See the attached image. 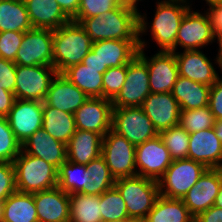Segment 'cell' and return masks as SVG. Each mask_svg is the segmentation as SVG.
Listing matches in <instances>:
<instances>
[{
	"instance_id": "34",
	"label": "cell",
	"mask_w": 222,
	"mask_h": 222,
	"mask_svg": "<svg viewBox=\"0 0 222 222\" xmlns=\"http://www.w3.org/2000/svg\"><path fill=\"white\" fill-rule=\"evenodd\" d=\"M89 172L85 165L66 160L58 169V187L69 195L87 194Z\"/></svg>"
},
{
	"instance_id": "33",
	"label": "cell",
	"mask_w": 222,
	"mask_h": 222,
	"mask_svg": "<svg viewBox=\"0 0 222 222\" xmlns=\"http://www.w3.org/2000/svg\"><path fill=\"white\" fill-rule=\"evenodd\" d=\"M69 222H103L100 209V195L74 193L69 196Z\"/></svg>"
},
{
	"instance_id": "16",
	"label": "cell",
	"mask_w": 222,
	"mask_h": 222,
	"mask_svg": "<svg viewBox=\"0 0 222 222\" xmlns=\"http://www.w3.org/2000/svg\"><path fill=\"white\" fill-rule=\"evenodd\" d=\"M113 104L110 99L89 97L74 112L76 129L91 131L104 136L112 129Z\"/></svg>"
},
{
	"instance_id": "58",
	"label": "cell",
	"mask_w": 222,
	"mask_h": 222,
	"mask_svg": "<svg viewBox=\"0 0 222 222\" xmlns=\"http://www.w3.org/2000/svg\"><path fill=\"white\" fill-rule=\"evenodd\" d=\"M2 203L3 202L0 201V222H2Z\"/></svg>"
},
{
	"instance_id": "28",
	"label": "cell",
	"mask_w": 222,
	"mask_h": 222,
	"mask_svg": "<svg viewBox=\"0 0 222 222\" xmlns=\"http://www.w3.org/2000/svg\"><path fill=\"white\" fill-rule=\"evenodd\" d=\"M2 222H38L33 193H12L2 203Z\"/></svg>"
},
{
	"instance_id": "44",
	"label": "cell",
	"mask_w": 222,
	"mask_h": 222,
	"mask_svg": "<svg viewBox=\"0 0 222 222\" xmlns=\"http://www.w3.org/2000/svg\"><path fill=\"white\" fill-rule=\"evenodd\" d=\"M16 85V64L0 57V88L14 93Z\"/></svg>"
},
{
	"instance_id": "51",
	"label": "cell",
	"mask_w": 222,
	"mask_h": 222,
	"mask_svg": "<svg viewBox=\"0 0 222 222\" xmlns=\"http://www.w3.org/2000/svg\"><path fill=\"white\" fill-rule=\"evenodd\" d=\"M217 41L219 43V51H218V55L216 56L217 58L215 61L219 65L222 71V35L217 37Z\"/></svg>"
},
{
	"instance_id": "36",
	"label": "cell",
	"mask_w": 222,
	"mask_h": 222,
	"mask_svg": "<svg viewBox=\"0 0 222 222\" xmlns=\"http://www.w3.org/2000/svg\"><path fill=\"white\" fill-rule=\"evenodd\" d=\"M125 201L114 186L100 195L102 221H129Z\"/></svg>"
},
{
	"instance_id": "56",
	"label": "cell",
	"mask_w": 222,
	"mask_h": 222,
	"mask_svg": "<svg viewBox=\"0 0 222 222\" xmlns=\"http://www.w3.org/2000/svg\"><path fill=\"white\" fill-rule=\"evenodd\" d=\"M207 4L212 5V4H215V3H218V2H221L222 0H205Z\"/></svg>"
},
{
	"instance_id": "46",
	"label": "cell",
	"mask_w": 222,
	"mask_h": 222,
	"mask_svg": "<svg viewBox=\"0 0 222 222\" xmlns=\"http://www.w3.org/2000/svg\"><path fill=\"white\" fill-rule=\"evenodd\" d=\"M215 37L222 35V1L209 6L206 12Z\"/></svg>"
},
{
	"instance_id": "45",
	"label": "cell",
	"mask_w": 222,
	"mask_h": 222,
	"mask_svg": "<svg viewBox=\"0 0 222 222\" xmlns=\"http://www.w3.org/2000/svg\"><path fill=\"white\" fill-rule=\"evenodd\" d=\"M209 108L215 120H222V78H219L210 88Z\"/></svg>"
},
{
	"instance_id": "2",
	"label": "cell",
	"mask_w": 222,
	"mask_h": 222,
	"mask_svg": "<svg viewBox=\"0 0 222 222\" xmlns=\"http://www.w3.org/2000/svg\"><path fill=\"white\" fill-rule=\"evenodd\" d=\"M92 44L84 28L73 20L53 30V67L57 73L82 63Z\"/></svg>"
},
{
	"instance_id": "54",
	"label": "cell",
	"mask_w": 222,
	"mask_h": 222,
	"mask_svg": "<svg viewBox=\"0 0 222 222\" xmlns=\"http://www.w3.org/2000/svg\"><path fill=\"white\" fill-rule=\"evenodd\" d=\"M138 1H142V0H122V2L134 5L136 7H137V4H138L137 3Z\"/></svg>"
},
{
	"instance_id": "11",
	"label": "cell",
	"mask_w": 222,
	"mask_h": 222,
	"mask_svg": "<svg viewBox=\"0 0 222 222\" xmlns=\"http://www.w3.org/2000/svg\"><path fill=\"white\" fill-rule=\"evenodd\" d=\"M149 71L146 63L137 55L126 65V79L118 94L111 100L113 108L141 106L151 93Z\"/></svg>"
},
{
	"instance_id": "24",
	"label": "cell",
	"mask_w": 222,
	"mask_h": 222,
	"mask_svg": "<svg viewBox=\"0 0 222 222\" xmlns=\"http://www.w3.org/2000/svg\"><path fill=\"white\" fill-rule=\"evenodd\" d=\"M91 50L103 66L115 68L127 65L138 55L139 41L101 40L94 42Z\"/></svg>"
},
{
	"instance_id": "30",
	"label": "cell",
	"mask_w": 222,
	"mask_h": 222,
	"mask_svg": "<svg viewBox=\"0 0 222 222\" xmlns=\"http://www.w3.org/2000/svg\"><path fill=\"white\" fill-rule=\"evenodd\" d=\"M62 74L88 97H103V73H101V69L89 68L79 63L70 66Z\"/></svg>"
},
{
	"instance_id": "40",
	"label": "cell",
	"mask_w": 222,
	"mask_h": 222,
	"mask_svg": "<svg viewBox=\"0 0 222 222\" xmlns=\"http://www.w3.org/2000/svg\"><path fill=\"white\" fill-rule=\"evenodd\" d=\"M121 0H80L77 15L72 19L79 23L84 18L98 16L117 8Z\"/></svg>"
},
{
	"instance_id": "57",
	"label": "cell",
	"mask_w": 222,
	"mask_h": 222,
	"mask_svg": "<svg viewBox=\"0 0 222 222\" xmlns=\"http://www.w3.org/2000/svg\"><path fill=\"white\" fill-rule=\"evenodd\" d=\"M127 222H146L144 219H131Z\"/></svg>"
},
{
	"instance_id": "49",
	"label": "cell",
	"mask_w": 222,
	"mask_h": 222,
	"mask_svg": "<svg viewBox=\"0 0 222 222\" xmlns=\"http://www.w3.org/2000/svg\"><path fill=\"white\" fill-rule=\"evenodd\" d=\"M63 12L72 20L78 12L80 0H55Z\"/></svg>"
},
{
	"instance_id": "13",
	"label": "cell",
	"mask_w": 222,
	"mask_h": 222,
	"mask_svg": "<svg viewBox=\"0 0 222 222\" xmlns=\"http://www.w3.org/2000/svg\"><path fill=\"white\" fill-rule=\"evenodd\" d=\"M172 158L161 137L136 145L137 175L158 181L172 163Z\"/></svg>"
},
{
	"instance_id": "55",
	"label": "cell",
	"mask_w": 222,
	"mask_h": 222,
	"mask_svg": "<svg viewBox=\"0 0 222 222\" xmlns=\"http://www.w3.org/2000/svg\"><path fill=\"white\" fill-rule=\"evenodd\" d=\"M215 169L219 172V175L222 179V159H221L220 163L218 164V166Z\"/></svg>"
},
{
	"instance_id": "37",
	"label": "cell",
	"mask_w": 222,
	"mask_h": 222,
	"mask_svg": "<svg viewBox=\"0 0 222 222\" xmlns=\"http://www.w3.org/2000/svg\"><path fill=\"white\" fill-rule=\"evenodd\" d=\"M172 160L188 159L189 133L179 124L159 132Z\"/></svg>"
},
{
	"instance_id": "38",
	"label": "cell",
	"mask_w": 222,
	"mask_h": 222,
	"mask_svg": "<svg viewBox=\"0 0 222 222\" xmlns=\"http://www.w3.org/2000/svg\"><path fill=\"white\" fill-rule=\"evenodd\" d=\"M215 118L209 106L197 109L181 110L179 125L189 134L214 128Z\"/></svg>"
},
{
	"instance_id": "18",
	"label": "cell",
	"mask_w": 222,
	"mask_h": 222,
	"mask_svg": "<svg viewBox=\"0 0 222 222\" xmlns=\"http://www.w3.org/2000/svg\"><path fill=\"white\" fill-rule=\"evenodd\" d=\"M221 184L219 172L215 168H209L186 193L182 201L194 218L213 206Z\"/></svg>"
},
{
	"instance_id": "47",
	"label": "cell",
	"mask_w": 222,
	"mask_h": 222,
	"mask_svg": "<svg viewBox=\"0 0 222 222\" xmlns=\"http://www.w3.org/2000/svg\"><path fill=\"white\" fill-rule=\"evenodd\" d=\"M15 101L14 93L0 88V117H6Z\"/></svg>"
},
{
	"instance_id": "31",
	"label": "cell",
	"mask_w": 222,
	"mask_h": 222,
	"mask_svg": "<svg viewBox=\"0 0 222 222\" xmlns=\"http://www.w3.org/2000/svg\"><path fill=\"white\" fill-rule=\"evenodd\" d=\"M193 219L182 199L160 195L144 220L146 222H191Z\"/></svg>"
},
{
	"instance_id": "1",
	"label": "cell",
	"mask_w": 222,
	"mask_h": 222,
	"mask_svg": "<svg viewBox=\"0 0 222 222\" xmlns=\"http://www.w3.org/2000/svg\"><path fill=\"white\" fill-rule=\"evenodd\" d=\"M79 24L92 42L101 40L139 41V10L122 2L117 8L82 19Z\"/></svg>"
},
{
	"instance_id": "20",
	"label": "cell",
	"mask_w": 222,
	"mask_h": 222,
	"mask_svg": "<svg viewBox=\"0 0 222 222\" xmlns=\"http://www.w3.org/2000/svg\"><path fill=\"white\" fill-rule=\"evenodd\" d=\"M69 196L58 186L33 193L38 222H69Z\"/></svg>"
},
{
	"instance_id": "12",
	"label": "cell",
	"mask_w": 222,
	"mask_h": 222,
	"mask_svg": "<svg viewBox=\"0 0 222 222\" xmlns=\"http://www.w3.org/2000/svg\"><path fill=\"white\" fill-rule=\"evenodd\" d=\"M14 63L53 66V30L32 28L26 31Z\"/></svg>"
},
{
	"instance_id": "7",
	"label": "cell",
	"mask_w": 222,
	"mask_h": 222,
	"mask_svg": "<svg viewBox=\"0 0 222 222\" xmlns=\"http://www.w3.org/2000/svg\"><path fill=\"white\" fill-rule=\"evenodd\" d=\"M208 168L191 159L173 160L158 180L161 196L183 199Z\"/></svg>"
},
{
	"instance_id": "9",
	"label": "cell",
	"mask_w": 222,
	"mask_h": 222,
	"mask_svg": "<svg viewBox=\"0 0 222 222\" xmlns=\"http://www.w3.org/2000/svg\"><path fill=\"white\" fill-rule=\"evenodd\" d=\"M112 130L135 146L159 135L140 106L113 108Z\"/></svg>"
},
{
	"instance_id": "23",
	"label": "cell",
	"mask_w": 222,
	"mask_h": 222,
	"mask_svg": "<svg viewBox=\"0 0 222 222\" xmlns=\"http://www.w3.org/2000/svg\"><path fill=\"white\" fill-rule=\"evenodd\" d=\"M22 150L26 154L43 159L57 169L67 160L66 145L50 136L43 128L33 133L22 144Z\"/></svg>"
},
{
	"instance_id": "5",
	"label": "cell",
	"mask_w": 222,
	"mask_h": 222,
	"mask_svg": "<svg viewBox=\"0 0 222 222\" xmlns=\"http://www.w3.org/2000/svg\"><path fill=\"white\" fill-rule=\"evenodd\" d=\"M145 15L139 13V51L138 56L146 63L149 71V88L151 93L172 92L173 86L179 76L178 66L174 52L158 51L150 59L145 56V41L141 39L146 32L147 21ZM141 35V36H140Z\"/></svg>"
},
{
	"instance_id": "17",
	"label": "cell",
	"mask_w": 222,
	"mask_h": 222,
	"mask_svg": "<svg viewBox=\"0 0 222 222\" xmlns=\"http://www.w3.org/2000/svg\"><path fill=\"white\" fill-rule=\"evenodd\" d=\"M158 131L179 124L180 106L172 93H150L140 106Z\"/></svg>"
},
{
	"instance_id": "32",
	"label": "cell",
	"mask_w": 222,
	"mask_h": 222,
	"mask_svg": "<svg viewBox=\"0 0 222 222\" xmlns=\"http://www.w3.org/2000/svg\"><path fill=\"white\" fill-rule=\"evenodd\" d=\"M32 28L23 0H0V32H26Z\"/></svg>"
},
{
	"instance_id": "48",
	"label": "cell",
	"mask_w": 222,
	"mask_h": 222,
	"mask_svg": "<svg viewBox=\"0 0 222 222\" xmlns=\"http://www.w3.org/2000/svg\"><path fill=\"white\" fill-rule=\"evenodd\" d=\"M195 219L198 222H222V208L213 205L208 210L201 212Z\"/></svg>"
},
{
	"instance_id": "8",
	"label": "cell",
	"mask_w": 222,
	"mask_h": 222,
	"mask_svg": "<svg viewBox=\"0 0 222 222\" xmlns=\"http://www.w3.org/2000/svg\"><path fill=\"white\" fill-rule=\"evenodd\" d=\"M101 156L115 180L137 175L136 146L112 129L103 136Z\"/></svg>"
},
{
	"instance_id": "59",
	"label": "cell",
	"mask_w": 222,
	"mask_h": 222,
	"mask_svg": "<svg viewBox=\"0 0 222 222\" xmlns=\"http://www.w3.org/2000/svg\"><path fill=\"white\" fill-rule=\"evenodd\" d=\"M106 222H127V221H106Z\"/></svg>"
},
{
	"instance_id": "10",
	"label": "cell",
	"mask_w": 222,
	"mask_h": 222,
	"mask_svg": "<svg viewBox=\"0 0 222 222\" xmlns=\"http://www.w3.org/2000/svg\"><path fill=\"white\" fill-rule=\"evenodd\" d=\"M56 74L57 71L53 66L16 65L15 99L44 102Z\"/></svg>"
},
{
	"instance_id": "29",
	"label": "cell",
	"mask_w": 222,
	"mask_h": 222,
	"mask_svg": "<svg viewBox=\"0 0 222 222\" xmlns=\"http://www.w3.org/2000/svg\"><path fill=\"white\" fill-rule=\"evenodd\" d=\"M42 128L50 136L67 145L76 131L74 114L48 106L43 102Z\"/></svg>"
},
{
	"instance_id": "15",
	"label": "cell",
	"mask_w": 222,
	"mask_h": 222,
	"mask_svg": "<svg viewBox=\"0 0 222 222\" xmlns=\"http://www.w3.org/2000/svg\"><path fill=\"white\" fill-rule=\"evenodd\" d=\"M6 118L15 137L23 144L42 128L43 102L15 99Z\"/></svg>"
},
{
	"instance_id": "43",
	"label": "cell",
	"mask_w": 222,
	"mask_h": 222,
	"mask_svg": "<svg viewBox=\"0 0 222 222\" xmlns=\"http://www.w3.org/2000/svg\"><path fill=\"white\" fill-rule=\"evenodd\" d=\"M16 191L14 164L0 162V201L3 202Z\"/></svg>"
},
{
	"instance_id": "60",
	"label": "cell",
	"mask_w": 222,
	"mask_h": 222,
	"mask_svg": "<svg viewBox=\"0 0 222 222\" xmlns=\"http://www.w3.org/2000/svg\"><path fill=\"white\" fill-rule=\"evenodd\" d=\"M191 222H198L195 218Z\"/></svg>"
},
{
	"instance_id": "25",
	"label": "cell",
	"mask_w": 222,
	"mask_h": 222,
	"mask_svg": "<svg viewBox=\"0 0 222 222\" xmlns=\"http://www.w3.org/2000/svg\"><path fill=\"white\" fill-rule=\"evenodd\" d=\"M33 28L56 30L71 19L55 0H23Z\"/></svg>"
},
{
	"instance_id": "41",
	"label": "cell",
	"mask_w": 222,
	"mask_h": 222,
	"mask_svg": "<svg viewBox=\"0 0 222 222\" xmlns=\"http://www.w3.org/2000/svg\"><path fill=\"white\" fill-rule=\"evenodd\" d=\"M126 79V65L108 68L103 73V98L112 100L121 90Z\"/></svg>"
},
{
	"instance_id": "19",
	"label": "cell",
	"mask_w": 222,
	"mask_h": 222,
	"mask_svg": "<svg viewBox=\"0 0 222 222\" xmlns=\"http://www.w3.org/2000/svg\"><path fill=\"white\" fill-rule=\"evenodd\" d=\"M179 76L199 82L209 87L219 79L210 59L200 50H184L183 53L174 52Z\"/></svg>"
},
{
	"instance_id": "22",
	"label": "cell",
	"mask_w": 222,
	"mask_h": 222,
	"mask_svg": "<svg viewBox=\"0 0 222 222\" xmlns=\"http://www.w3.org/2000/svg\"><path fill=\"white\" fill-rule=\"evenodd\" d=\"M188 159L216 168L222 159V143L214 128L189 134Z\"/></svg>"
},
{
	"instance_id": "4",
	"label": "cell",
	"mask_w": 222,
	"mask_h": 222,
	"mask_svg": "<svg viewBox=\"0 0 222 222\" xmlns=\"http://www.w3.org/2000/svg\"><path fill=\"white\" fill-rule=\"evenodd\" d=\"M130 219H145L160 196L158 181L140 175L115 180Z\"/></svg>"
},
{
	"instance_id": "3",
	"label": "cell",
	"mask_w": 222,
	"mask_h": 222,
	"mask_svg": "<svg viewBox=\"0 0 222 222\" xmlns=\"http://www.w3.org/2000/svg\"><path fill=\"white\" fill-rule=\"evenodd\" d=\"M16 189L22 193L49 190L58 185V169L41 158L23 150L13 161Z\"/></svg>"
},
{
	"instance_id": "42",
	"label": "cell",
	"mask_w": 222,
	"mask_h": 222,
	"mask_svg": "<svg viewBox=\"0 0 222 222\" xmlns=\"http://www.w3.org/2000/svg\"><path fill=\"white\" fill-rule=\"evenodd\" d=\"M25 32L5 31L0 32V57L15 61L17 51L23 40Z\"/></svg>"
},
{
	"instance_id": "52",
	"label": "cell",
	"mask_w": 222,
	"mask_h": 222,
	"mask_svg": "<svg viewBox=\"0 0 222 222\" xmlns=\"http://www.w3.org/2000/svg\"><path fill=\"white\" fill-rule=\"evenodd\" d=\"M214 130H215V135L222 143V120H215Z\"/></svg>"
},
{
	"instance_id": "6",
	"label": "cell",
	"mask_w": 222,
	"mask_h": 222,
	"mask_svg": "<svg viewBox=\"0 0 222 222\" xmlns=\"http://www.w3.org/2000/svg\"><path fill=\"white\" fill-rule=\"evenodd\" d=\"M189 8L190 5L187 4L186 0L157 2L156 13L150 30L152 38L161 47L160 51L175 52L177 32Z\"/></svg>"
},
{
	"instance_id": "27",
	"label": "cell",
	"mask_w": 222,
	"mask_h": 222,
	"mask_svg": "<svg viewBox=\"0 0 222 222\" xmlns=\"http://www.w3.org/2000/svg\"><path fill=\"white\" fill-rule=\"evenodd\" d=\"M210 88L208 85L178 76L171 93L181 110L197 109L209 106Z\"/></svg>"
},
{
	"instance_id": "39",
	"label": "cell",
	"mask_w": 222,
	"mask_h": 222,
	"mask_svg": "<svg viewBox=\"0 0 222 222\" xmlns=\"http://www.w3.org/2000/svg\"><path fill=\"white\" fill-rule=\"evenodd\" d=\"M22 150L6 117H0V162L13 163Z\"/></svg>"
},
{
	"instance_id": "26",
	"label": "cell",
	"mask_w": 222,
	"mask_h": 222,
	"mask_svg": "<svg viewBox=\"0 0 222 222\" xmlns=\"http://www.w3.org/2000/svg\"><path fill=\"white\" fill-rule=\"evenodd\" d=\"M102 140L101 134L76 129L66 145L67 160L76 164L87 165L101 155Z\"/></svg>"
},
{
	"instance_id": "14",
	"label": "cell",
	"mask_w": 222,
	"mask_h": 222,
	"mask_svg": "<svg viewBox=\"0 0 222 222\" xmlns=\"http://www.w3.org/2000/svg\"><path fill=\"white\" fill-rule=\"evenodd\" d=\"M204 14L190 8L186 11L177 32L175 51L178 45L184 50H200L216 39L209 18Z\"/></svg>"
},
{
	"instance_id": "35",
	"label": "cell",
	"mask_w": 222,
	"mask_h": 222,
	"mask_svg": "<svg viewBox=\"0 0 222 222\" xmlns=\"http://www.w3.org/2000/svg\"><path fill=\"white\" fill-rule=\"evenodd\" d=\"M85 166L89 172L87 182L88 195H101L106 190L114 187L115 178L111 175L109 167L101 155Z\"/></svg>"
},
{
	"instance_id": "21",
	"label": "cell",
	"mask_w": 222,
	"mask_h": 222,
	"mask_svg": "<svg viewBox=\"0 0 222 222\" xmlns=\"http://www.w3.org/2000/svg\"><path fill=\"white\" fill-rule=\"evenodd\" d=\"M89 97L64 74L57 73L52 80L44 102L51 107L74 114Z\"/></svg>"
},
{
	"instance_id": "50",
	"label": "cell",
	"mask_w": 222,
	"mask_h": 222,
	"mask_svg": "<svg viewBox=\"0 0 222 222\" xmlns=\"http://www.w3.org/2000/svg\"><path fill=\"white\" fill-rule=\"evenodd\" d=\"M82 64L89 68L101 69V73H104L107 70V68L102 65L98 56H96L92 50H90L89 53L83 58Z\"/></svg>"
},
{
	"instance_id": "53",
	"label": "cell",
	"mask_w": 222,
	"mask_h": 222,
	"mask_svg": "<svg viewBox=\"0 0 222 222\" xmlns=\"http://www.w3.org/2000/svg\"><path fill=\"white\" fill-rule=\"evenodd\" d=\"M213 205L216 206V207L222 208V184L220 186L218 195L216 196Z\"/></svg>"
}]
</instances>
